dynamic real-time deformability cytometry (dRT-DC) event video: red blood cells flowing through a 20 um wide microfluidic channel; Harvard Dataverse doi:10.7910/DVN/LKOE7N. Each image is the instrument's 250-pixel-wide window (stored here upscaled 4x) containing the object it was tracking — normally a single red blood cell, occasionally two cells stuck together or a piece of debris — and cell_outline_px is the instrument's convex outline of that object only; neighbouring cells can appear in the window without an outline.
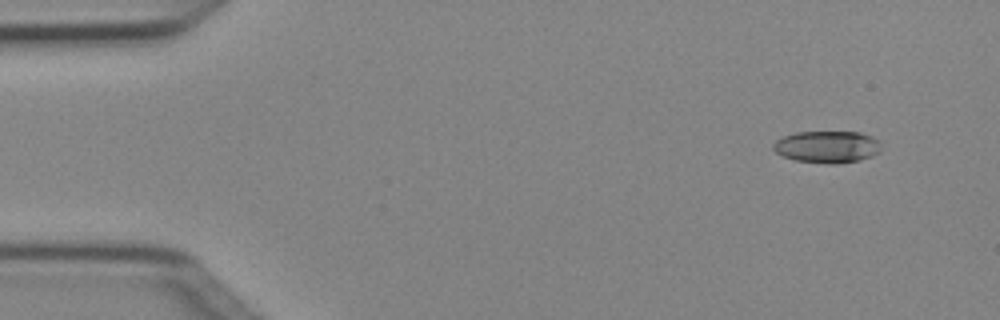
{"species": "Egyptian fruit bat (a non-hibernating species)", "species_latin": "Rousettus aegyptiacus", "temperature_condition": "cold", "stored_images_in_passage": 5, "camera_frame_rate_fps": 3000, "um_per_image_px": 0.085, "animal": {"sex": "female"}, "frame": {"image": 1, "passage_image": 1, "time_ms": 0.0, "image_size_px": [1000, 320], "cell_outline_px": [[880, 152], [872, 156], [860, 160], [836, 164], [828, 164], [796, 160], [784, 156], [776, 152], [772, 148], [772, 144], [776, 140], [784, 136], [796, 132], [860, 132], [872, 136], [880, 140]], "centroid_in_image_um": [70.33, 12.48], "position_along_channel_um": 14.7, "area_um2": 20.23}}
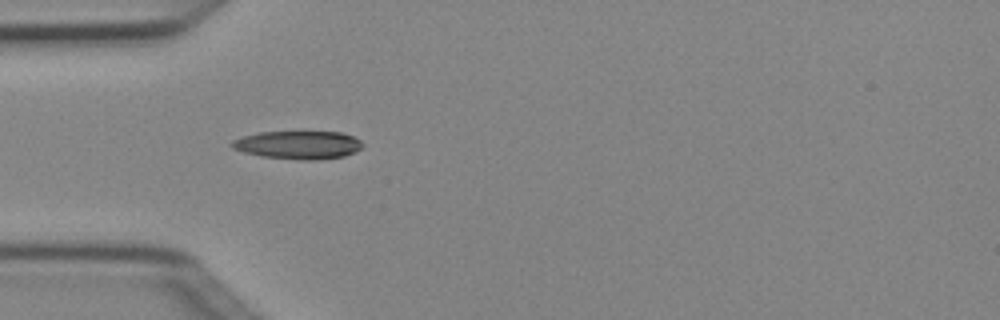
{"frame": {"image": 2, "passage_image": 4, "time_ms": 1.0, "image_size_px": [1000, 320], "cell_outline_px": [[364, 144], [356, 152], [344, 156], [316, 160], [300, 160], [260, 156], [244, 152], [232, 148], [228, 144], [232, 140], [244, 136], [260, 132], [340, 132], [352, 136], [360, 140]], "centroid_in_image_um": [25.33, 12.32], "position_along_channel_um": 59.7, "area_um2": 21.5}}
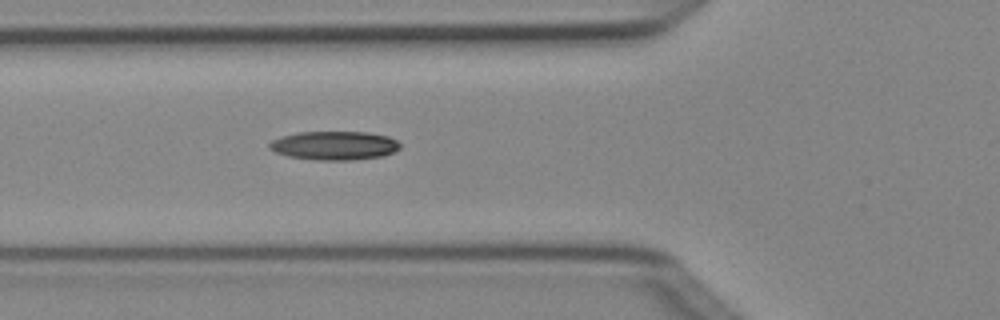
{"frame": {"image": 3, "passage_image": 5, "time_ms": 1.333, "image_size_px": [1000, 320], "cell_outline_px": [[400, 148], [384, 156], [352, 160], [316, 160], [288, 156], [276, 152], [268, 148], [268, 144], [272, 140], [296, 132], [368, 132], [388, 136], [396, 140], [400, 144]], "centroid_in_image_um": [28.42, 12.37], "position_along_channel_um": 97.4, "area_um2": 21.91}}